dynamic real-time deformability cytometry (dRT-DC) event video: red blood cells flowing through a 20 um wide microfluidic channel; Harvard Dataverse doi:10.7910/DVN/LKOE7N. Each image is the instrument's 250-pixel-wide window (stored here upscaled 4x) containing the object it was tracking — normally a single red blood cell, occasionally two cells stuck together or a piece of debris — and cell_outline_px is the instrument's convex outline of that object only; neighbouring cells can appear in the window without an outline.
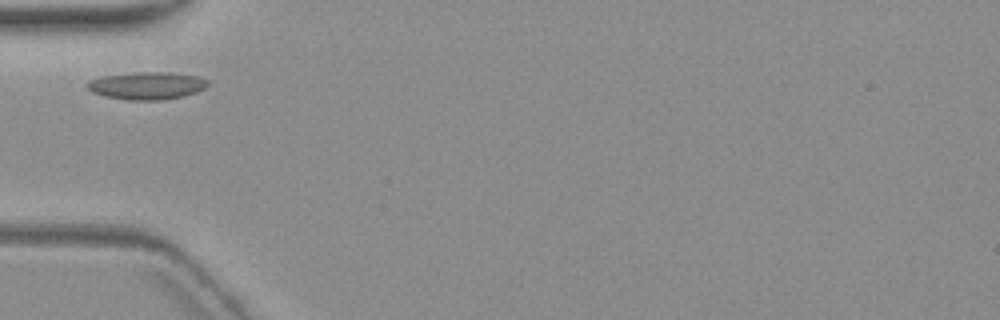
{"species": "common noctule bat (a hibernating species)", "species_latin": "Nyctalus noctula", "temperature_condition": "warm", "stored_images_in_passage": 7, "camera_frame_rate_fps": 3000, "um_per_image_px": 0.085, "animal": {"sex": "female", "body_mass_g": 19.3, "forearm_length_mm": 54.1}, "frame": {"image": 1, "passage_image": 3, "time_ms": 2.333, "image_size_px": [1000, 320], "cell_outline_px": [[208, 84], [204, 88], [196, 92], [184, 96], [164, 100], [128, 100], [104, 96], [92, 92], [84, 84], [88, 80], [104, 76], [136, 72], [168, 72], [200, 76], [208, 80]], "centroid_in_image_um": [12.48, 7.28], "position_along_channel_um": 72.5, "area_um2": 19.48}}
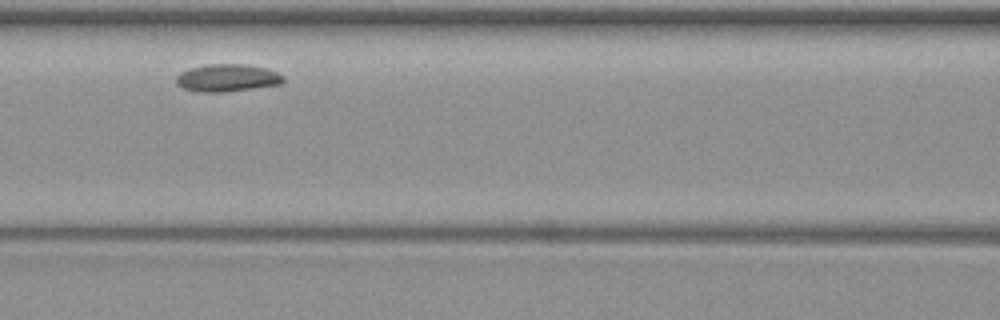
{"frame": {"image": 2, "passage_image": 5, "time_ms": 4.667, "image_size_px": [1000, 320], "cell_outline_px": [[284, 84], [224, 92], [204, 92], [184, 88], [176, 84], [176, 76], [180, 72], [188, 68], [208, 64], [244, 64], [264, 68], [276, 72], [284, 76]], "centroid_in_image_um": [19.32, 6.62], "position_along_channel_um": 147.3, "area_um2": 17.17}}
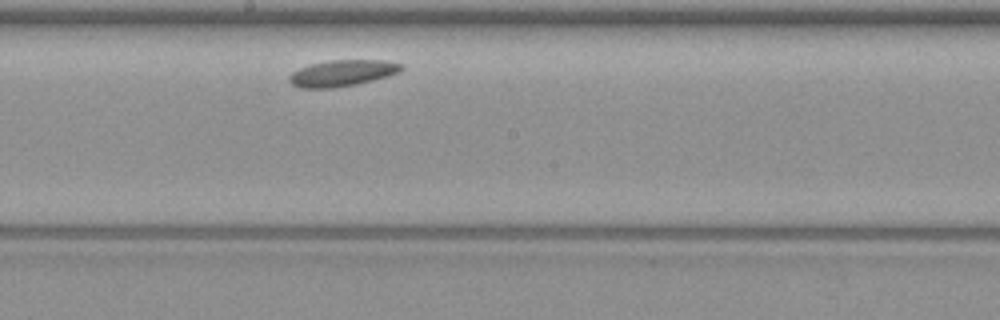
{"frame": {"image": 3, "passage_image": 7, "time_ms": 7.0, "image_size_px": [1000, 320], "cell_outline_px": [[404, 68], [400, 72], [388, 76], [356, 84], [336, 88], [300, 88], [292, 84], [288, 80], [288, 76], [292, 72], [300, 68], [312, 64], [328, 60], [384, 60], [404, 64]], "centroid_in_image_um": [29.11, 6.21], "position_along_channel_um": 219.1, "area_um2": 17.28}}